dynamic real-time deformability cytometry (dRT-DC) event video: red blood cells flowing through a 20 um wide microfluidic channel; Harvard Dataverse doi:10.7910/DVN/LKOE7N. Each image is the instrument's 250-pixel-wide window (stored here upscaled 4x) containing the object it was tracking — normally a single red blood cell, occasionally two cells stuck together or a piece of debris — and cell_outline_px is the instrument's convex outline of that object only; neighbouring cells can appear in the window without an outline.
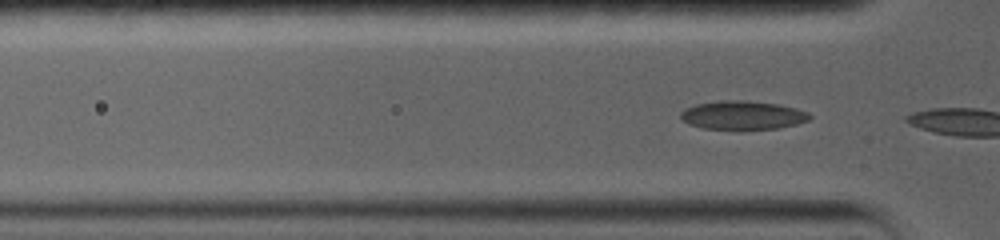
{"species": "common noctule bat (a hibernating species)", "species_latin": "Nyctalus noctula", "temperature_condition": "warm", "stored_images_in_passage": 4, "camera_frame_rate_fps": 5000, "um_per_image_px": 0.085, "animal": {"sex": "female", "body_mass_g": 19.0, "forearm_length_mm": 56.7}, "frame": {"image": 1, "passage_image": 3, "time_ms": 0.4, "image_size_px": [1000, 240], "cell_outline_px": [[812, 116], [808, 120], [796, 124], [780, 128], [704, 128], [688, 124], [680, 116], [680, 112], [684, 108], [696, 104], [724, 100], [744, 100], [780, 104], [796, 108], [808, 112]], "centroid_in_image_um": [63.14, 9.77], "position_along_channel_um": 62.7, "area_um2": 21.27}}